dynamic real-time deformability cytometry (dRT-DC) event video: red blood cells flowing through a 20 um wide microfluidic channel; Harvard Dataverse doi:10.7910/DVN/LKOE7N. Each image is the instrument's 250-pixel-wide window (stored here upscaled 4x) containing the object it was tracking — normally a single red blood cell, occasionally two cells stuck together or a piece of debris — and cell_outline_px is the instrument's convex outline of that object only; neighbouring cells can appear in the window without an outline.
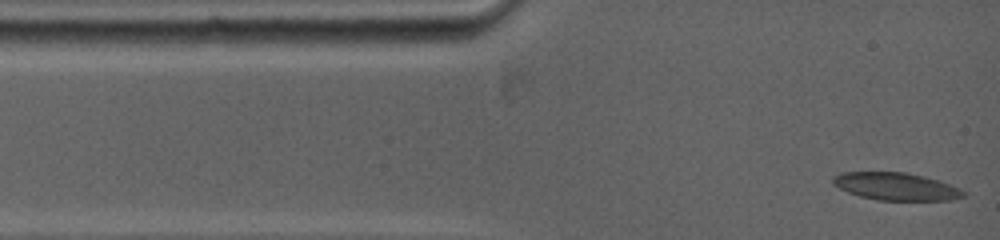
{"species": "common noctule bat (a hibernating species)", "species_latin": "Nyctalus noctula", "temperature_condition": "warm", "stored_images_in_passage": 3, "camera_frame_rate_fps": 5000, "um_per_image_px": 0.085, "animal": {"sex": "female", "body_mass_g": 19.0, "forearm_length_mm": 53.3}, "frame": {"image": 1, "passage_image": 1, "time_ms": 0.0, "image_size_px": [1000, 240], "cell_outline_px": [[964, 196], [952, 200], [880, 200], [860, 196], [848, 192], [832, 184], [832, 180], [836, 176], [844, 172], [904, 172], [936, 180], [948, 184], [964, 192]], "centroid_in_image_um": [76.12, 15.85], "position_along_channel_um": 8.9, "area_um2": 20.4}}
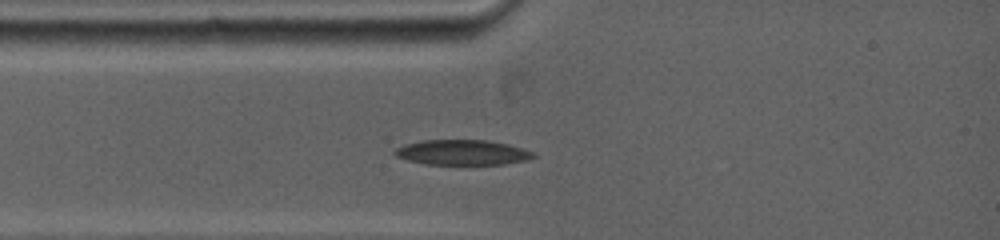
{"frame": {"image": 2, "passage_image": 3, "time_ms": 2.0, "image_size_px": [1000, 240], "cell_outline_px": [[536, 156], [528, 160], [504, 164], [424, 164], [408, 160], [396, 156], [392, 152], [396, 148], [404, 144], [424, 140], [488, 140], [508, 144], [532, 152]], "centroid_in_image_um": [39.27, 12.95], "position_along_channel_um": 45.7, "area_um2": 20.23}}